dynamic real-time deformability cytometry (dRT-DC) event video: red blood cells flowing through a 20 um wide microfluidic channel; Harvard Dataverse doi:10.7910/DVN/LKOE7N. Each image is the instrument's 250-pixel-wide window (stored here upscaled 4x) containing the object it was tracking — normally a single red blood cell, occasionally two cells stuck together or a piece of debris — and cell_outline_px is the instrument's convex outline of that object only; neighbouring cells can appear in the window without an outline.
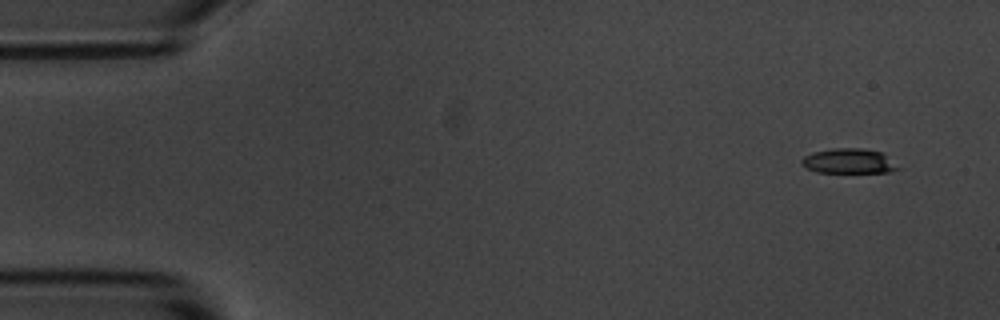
{"species": "common noctule bat (a hibernating species)", "species_latin": "Nyctalus noctula", "temperature_condition": "room temperature", "stored_images_in_passage": 5, "camera_frame_rate_fps": 3000, "um_per_image_px": 0.085, "animal": {"sex": "male", "body_mass_g": 20.1, "forearm_length_mm": 53.5}, "frame": {"image": 1, "passage_image": 1, "time_ms": 0.0, "image_size_px": [1000, 320], "cell_outline_px": [[900, 168], [888, 172], [816, 172], [800, 164], [800, 160], [804, 156], [812, 152], [836, 148], [860, 148], [880, 152]], "centroid_in_image_um": [72.07, 13.69], "position_along_channel_um": 12.9, "area_um2": 13.7}}
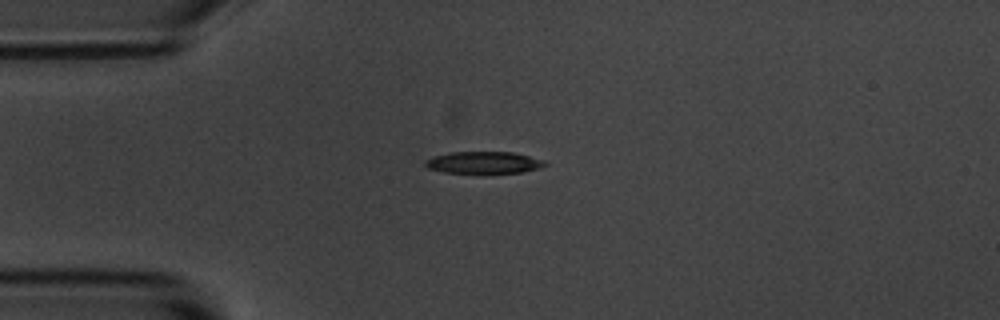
{"frame": {"image": 2, "passage_image": 4, "time_ms": 3.333, "image_size_px": [1000, 320], "cell_outline_px": [[548, 164], [536, 168], [520, 172], [480, 176], [444, 172], [428, 168], [424, 164], [424, 160], [432, 156], [452, 152], [512, 152], [544, 160]], "centroid_in_image_um": [41.05, 13.86], "position_along_channel_um": 44.0, "area_um2": 16.01}}
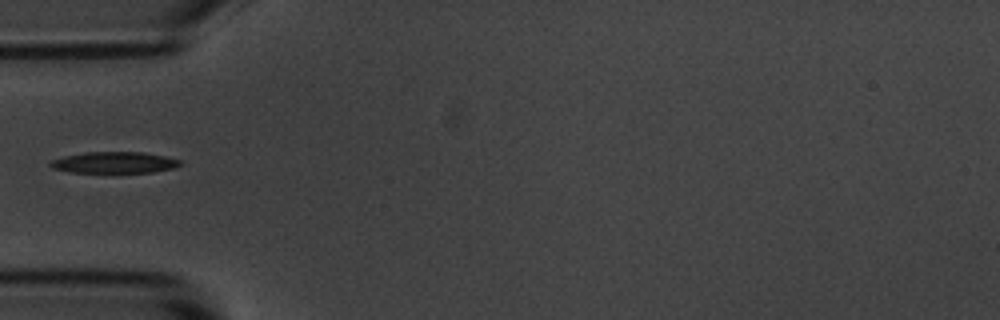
{"frame": {"image": 3, "passage_image": 5, "time_ms": 4.667, "image_size_px": [1000, 320], "cell_outline_px": [[184, 164], [172, 168], [152, 172], [112, 176], [68, 172], [52, 168], [48, 164], [52, 160], [64, 156], [84, 152], [144, 152], [164, 156], [180, 160]], "centroid_in_image_um": [9.68, 13.87], "position_along_channel_um": 75.3, "area_um2": 17.28}}